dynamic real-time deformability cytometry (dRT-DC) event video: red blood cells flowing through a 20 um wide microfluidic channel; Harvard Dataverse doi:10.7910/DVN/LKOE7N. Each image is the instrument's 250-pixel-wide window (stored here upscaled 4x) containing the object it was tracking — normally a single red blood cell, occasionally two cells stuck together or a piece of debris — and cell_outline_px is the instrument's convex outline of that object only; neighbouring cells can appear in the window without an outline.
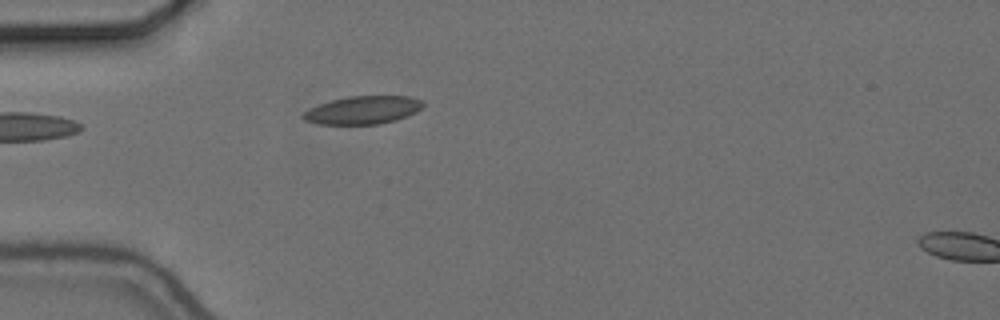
{"species": "common noctule bat (a hibernating species)", "species_latin": "Nyctalus noctula", "temperature_condition": "cold", "stored_images_in_passage": 5, "camera_frame_rate_fps": 3000, "um_per_image_px": 0.085, "animal": {"sex": "female", "body_mass_g": 24.6, "forearm_length_mm": 56.2}, "frame": {"image": 1, "passage_image": 1, "time_ms": 0.0, "image_size_px": [1000, 320], "cell_outline_px": [[424, 104], [416, 112], [396, 120], [380, 124], [320, 124], [304, 120], [300, 116], [304, 112], [320, 104], [332, 100], [348, 96], [408, 96], [420, 100]], "centroid_in_image_um": [30.84, 9.36], "position_along_channel_um": 54.2, "area_um2": 19.36}}